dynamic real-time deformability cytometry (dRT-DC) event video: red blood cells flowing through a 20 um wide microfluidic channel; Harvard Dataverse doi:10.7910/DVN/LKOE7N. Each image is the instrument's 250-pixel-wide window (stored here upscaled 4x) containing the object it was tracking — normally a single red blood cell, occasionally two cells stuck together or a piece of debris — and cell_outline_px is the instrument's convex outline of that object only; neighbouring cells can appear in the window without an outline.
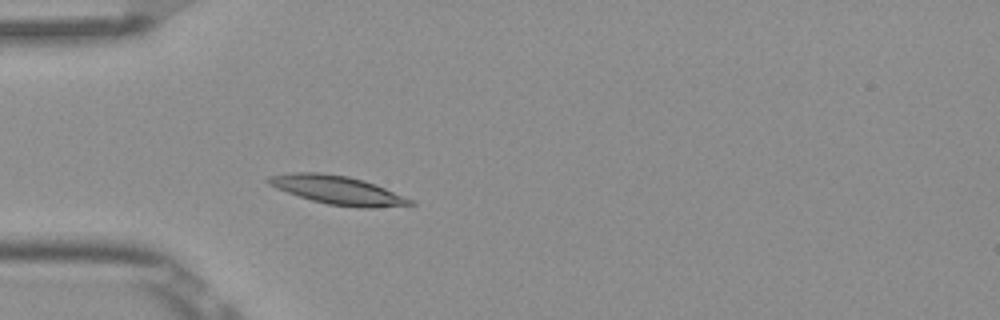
{"species": "Egyptian fruit bat (a non-hibernating species)", "species_latin": "Rousettus aegyptiacus", "temperature_condition": "room temperature", "stored_images_in_passage": 3, "camera_frame_rate_fps": 3000, "um_per_image_px": 0.085, "frame": {"image": 1, "passage_image": 3, "time_ms": 0.667, "image_size_px": [1000, 320], "cell_outline_px": [[416, 204], [376, 208], [360, 208], [328, 204], [312, 200], [276, 188], [268, 184], [264, 180], [268, 176], [292, 172], [320, 172], [348, 176], [364, 180], [376, 184], [412, 200]], "centroid_in_image_um": [28.68, 16.15], "position_along_channel_um": 56.3, "area_um2": 23.58}}